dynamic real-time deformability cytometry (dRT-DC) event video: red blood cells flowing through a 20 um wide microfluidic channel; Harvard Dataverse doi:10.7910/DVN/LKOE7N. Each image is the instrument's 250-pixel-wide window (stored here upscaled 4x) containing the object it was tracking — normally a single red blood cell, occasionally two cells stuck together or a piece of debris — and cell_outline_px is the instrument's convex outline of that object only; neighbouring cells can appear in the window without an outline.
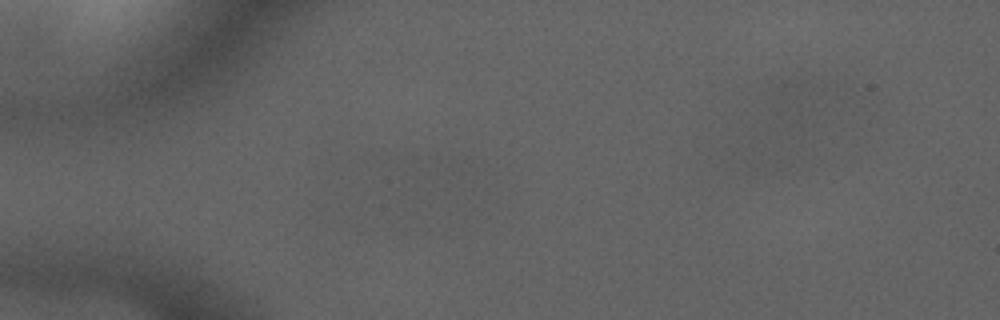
{"species": "common noctule bat (a hibernating species)", "species_latin": "Nyctalus noctula", "temperature_condition": "cold", "stored_images_in_passage": 2, "camera_frame_rate_fps": 3000, "um_per_image_px": 0.085, "animal": {"sex": "male", "forearm_length_mm": 52.5}, "frame": {"image": 1, "passage_image": 1, "time_ms": 0.0, "image_size_px": [1000, 320], "cell_outline_px": [[820, 88], [812, 108], [800, 128], [788, 124], [772, 116], [776, 100], [792, 84], [812, 76]], "centroid_in_image_um": [67.72, 8.69], "position_along_channel_um": 17.3, "area_um2": 10.64}}